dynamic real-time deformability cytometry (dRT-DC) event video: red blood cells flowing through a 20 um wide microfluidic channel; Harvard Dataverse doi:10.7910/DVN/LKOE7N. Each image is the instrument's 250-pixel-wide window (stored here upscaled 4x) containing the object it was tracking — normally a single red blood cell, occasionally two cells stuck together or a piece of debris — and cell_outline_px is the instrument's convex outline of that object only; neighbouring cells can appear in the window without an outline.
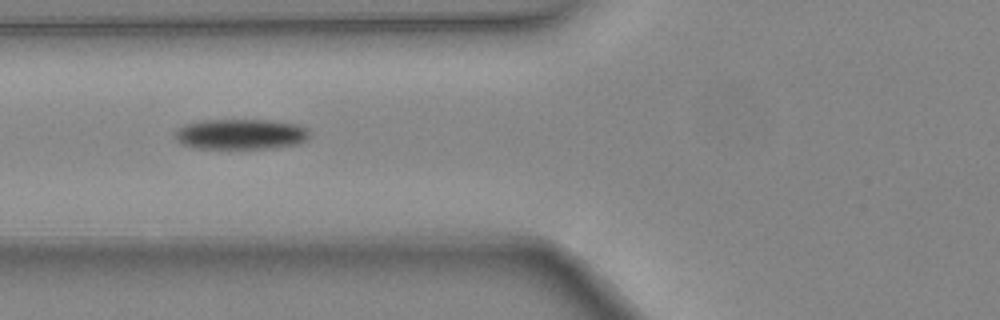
{"species": "common noctule bat (a hibernating species)", "species_latin": "Nyctalus noctula", "temperature_condition": "warm", "stored_images_in_passage": 4, "camera_frame_rate_fps": 3000, "um_per_image_px": 0.085, "animal": {"sex": "female", "body_mass_g": 24.6, "forearm_length_mm": 56.2}, "frame": {"image": 1, "passage_image": 4, "time_ms": 1.0, "image_size_px": [1000, 320], "cell_outline_px": [[308, 140], [300, 144], [272, 148], [196, 148], [180, 144], [176, 140], [172, 132], [176, 128], [184, 124], [204, 120], [272, 120], [296, 124], [308, 128]], "centroid_in_image_um": [20.43, 11.4], "position_along_channel_um": 105.4, "area_um2": 24.22}}